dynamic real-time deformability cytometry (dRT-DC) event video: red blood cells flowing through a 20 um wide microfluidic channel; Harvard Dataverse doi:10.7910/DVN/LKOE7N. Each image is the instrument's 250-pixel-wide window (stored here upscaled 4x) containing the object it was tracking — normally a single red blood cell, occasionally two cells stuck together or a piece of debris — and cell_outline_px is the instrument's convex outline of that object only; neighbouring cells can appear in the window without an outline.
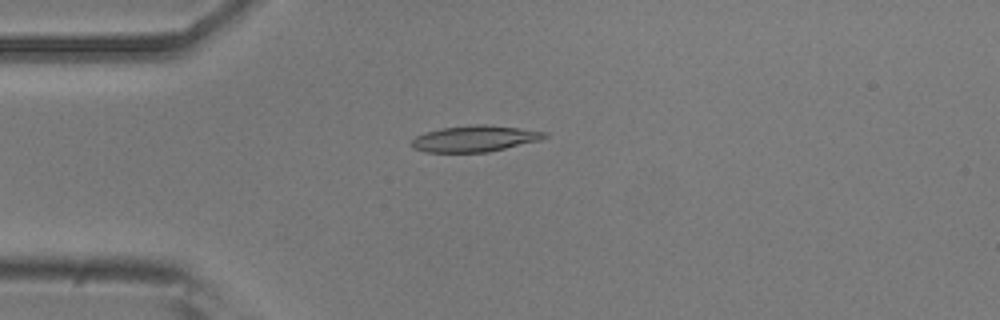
{"species": "common noctule bat (a hibernating species)", "species_latin": "Nyctalus noctula", "temperature_condition": "room temperature", "stored_images_in_passage": 52, "camera_frame_rate_fps": 3000, "um_per_image_px": 0.085, "animal": {"sex": "male", "body_mass_g": 20.5, "forearm_length_mm": 52.5}, "frame": {"image": 1, "passage_image": 13, "time_ms": 4.0, "image_size_px": [1000, 320], "cell_outline_px": [[548, 136], [540, 140], [488, 152], [424, 152], [412, 148], [408, 144], [416, 136], [424, 132], [440, 128], [476, 124], [484, 124], [520, 128], [548, 132]], "centroid_in_image_um": [40.31, 11.78], "position_along_channel_um": 44.7, "area_um2": 20.46}}
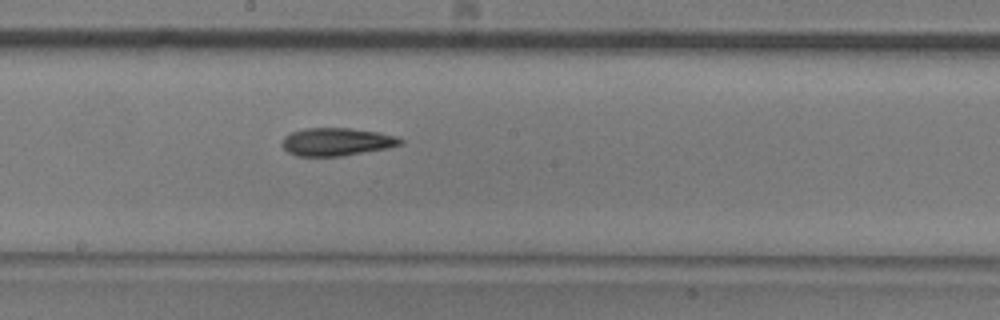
{"frame": {"image": 2, "passage_image": 28, "time_ms": 9.0, "image_size_px": [1000, 320], "cell_outline_px": [[404, 144], [384, 148], [340, 156], [296, 156], [288, 152], [284, 148], [284, 136], [292, 132], [304, 128], [348, 128], [376, 132], [396, 136], [404, 140]], "centroid_in_image_um": [28.61, 12.05], "position_along_channel_um": 219.6, "area_um2": 18.9}}
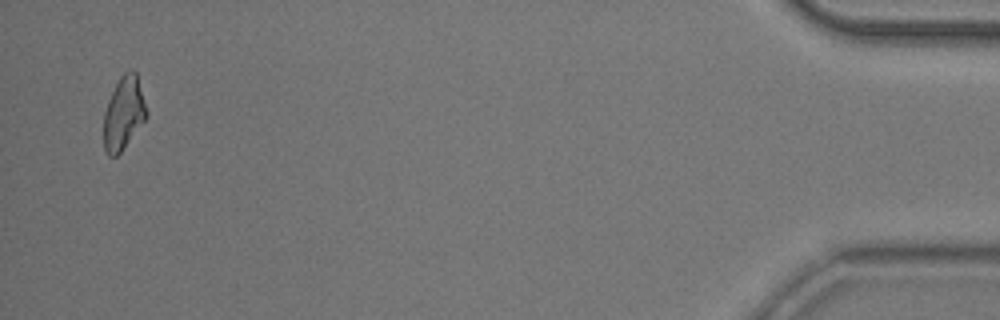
{"frame": {"image": 3, "passage_image": 51, "time_ms": 16.667, "image_size_px": [1000, 320], "cell_outline_px": [[148, 116], [120, 152], [116, 156], [108, 156], [104, 148], [104, 112], [108, 100], [120, 76], [128, 68], [132, 68], [136, 72], [148, 112]], "centroid_in_image_um": [10.52, 9.58], "position_along_channel_um": 424.7, "area_um2": 18.15}, "authors_computed_cell_mechanics": {"area_um2": 19.2763, "velocity_mm_per_s": 3.8119, "shape_relaxation_time_tau1_ms": 9.3943, "shape_relaxation_time_tau2_ms": 6.6108, "deformation_change_tau1": 0.2147, "deformation_change_tau2": 0.1678}}